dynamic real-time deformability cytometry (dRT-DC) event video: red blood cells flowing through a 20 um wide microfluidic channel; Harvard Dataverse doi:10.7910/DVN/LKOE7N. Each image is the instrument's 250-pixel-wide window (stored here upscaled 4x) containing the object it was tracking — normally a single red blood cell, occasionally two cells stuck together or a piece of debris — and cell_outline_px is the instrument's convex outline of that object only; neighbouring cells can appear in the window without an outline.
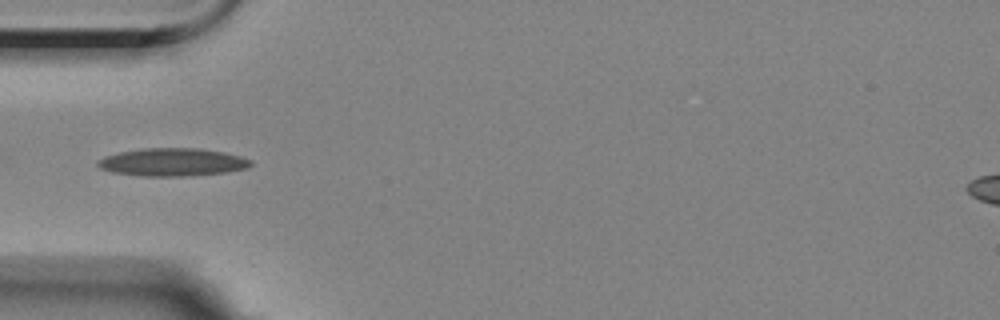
{"species": "Egyptian fruit bat (a non-hibernating species)", "species_latin": "Rousettus aegyptiacus", "temperature_condition": "room temperature", "stored_images_in_passage": 15, "camera_frame_rate_fps": 3000, "um_per_image_px": 0.085, "animal": {"sex": "female"}, "frame": {"image": 1, "passage_image": 5, "time_ms": 5.333, "image_size_px": [1000, 320], "cell_outline_px": [[252, 164], [248, 168], [224, 172], [192, 176], [140, 176], [112, 172], [100, 168], [96, 164], [96, 160], [104, 156], [120, 152], [144, 148], [200, 148], [224, 152], [240, 156], [252, 160]], "centroid_in_image_um": [14.64, 13.78], "position_along_channel_um": 70.4, "area_um2": 25.03}}
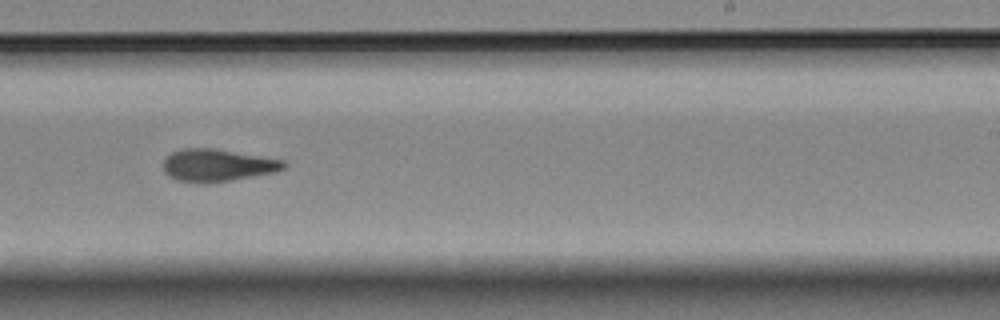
{"frame": {"image": 2, "passage_image": 10, "time_ms": 11.0, "image_size_px": [1000, 320], "cell_outline_px": [[288, 164], [284, 168], [276, 172], [232, 180], [208, 184], [200, 184], [176, 180], [168, 176], [164, 172], [164, 160], [172, 152], [184, 148], [212, 148], [284, 160]], "centroid_in_image_um": [18.47, 14.07], "position_along_channel_um": 270.5, "area_um2": 22.89}}
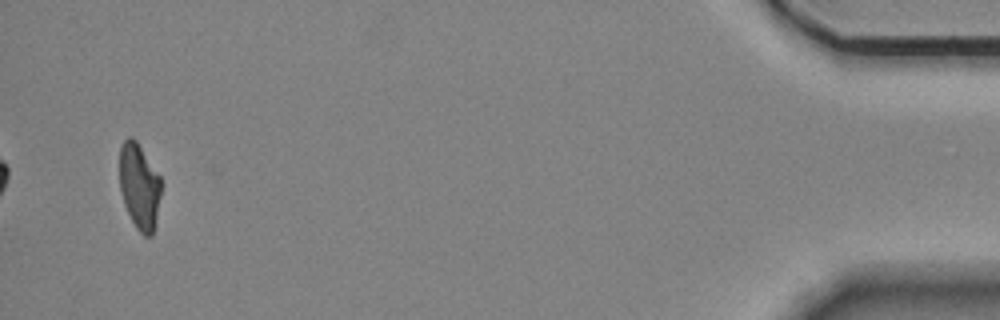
{"frame": {"image": 3, "passage_image": 15, "time_ms": 17.667, "image_size_px": [1000, 320], "cell_outline_px": [[160, 196], [152, 236], [144, 236], [136, 228], [124, 204], [120, 192], [120, 148], [124, 140], [128, 136], [132, 136], [136, 140], [160, 176]], "centroid_in_image_um": [11.83, 15.81], "position_along_channel_um": 423.4, "area_um2": 20.52}, "authors_computed_cell_mechanics": {"area_um2": 22.1952, "velocity_mm_per_s": 3.5209, "shape_relaxation_time_tau1_ms": 9.1001, "shape_relaxation_time_tau2_ms": 3.3988, "deformation_change_tau1": 0.2307, "deformation_change_tau2": 0.0935}}